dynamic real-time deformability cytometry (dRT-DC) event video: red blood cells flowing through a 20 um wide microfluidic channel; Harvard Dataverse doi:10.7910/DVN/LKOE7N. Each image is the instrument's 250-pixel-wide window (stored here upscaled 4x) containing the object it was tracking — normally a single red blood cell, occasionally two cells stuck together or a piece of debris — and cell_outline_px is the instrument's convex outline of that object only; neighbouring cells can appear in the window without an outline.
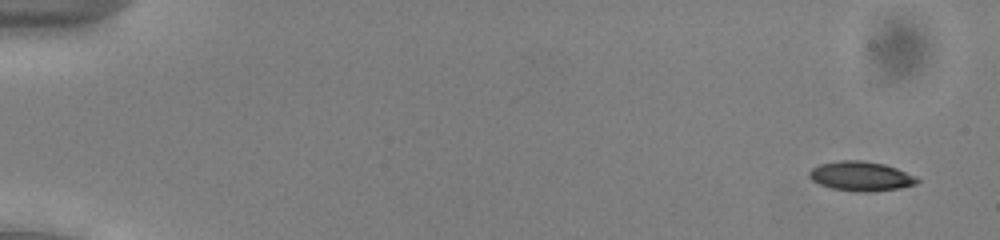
{"species": "common noctule bat (a hibernating species)", "species_latin": "Nyctalus noctula", "temperature_condition": "cold", "stored_images_in_passage": 51, "camera_frame_rate_fps": 3000, "um_per_image_px": 0.085, "animal": {"sex": "male", "body_mass_g": 13.0, "forearm_length_mm": 53.1}, "frame": {"image": 1, "passage_image": 3, "time_ms": 0.667, "image_size_px": [1000, 240], "cell_outline_px": [[920, 180], [916, 184], [900, 188], [868, 192], [864, 192], [832, 188], [820, 184], [812, 180], [808, 176], [808, 172], [812, 168], [820, 164], [840, 160], [860, 160], [884, 164], [896, 168], [916, 176]], "centroid_in_image_um": [73.18, 14.97], "position_along_channel_um": 11.8, "area_um2": 18.44}}
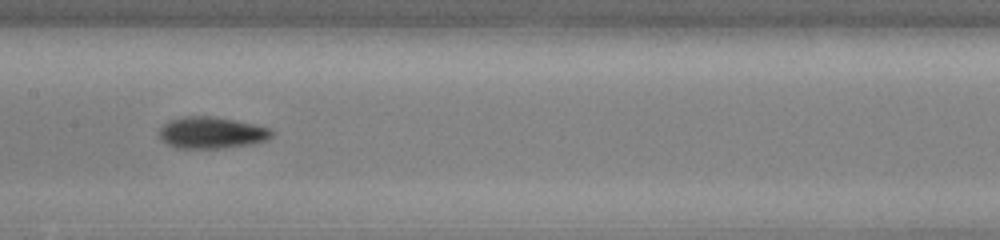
{"frame": {"image": 2, "passage_image": 28, "time_ms": 9.0, "image_size_px": [1000, 240], "cell_outline_px": [[272, 136], [268, 140], [252, 144], [224, 148], [176, 148], [160, 140], [160, 128], [168, 120], [184, 116], [212, 116], [236, 120], [256, 124], [268, 128], [272, 132]], "centroid_in_image_um": [17.98, 11.28], "position_along_channel_um": 189.4, "area_um2": 20.87}}
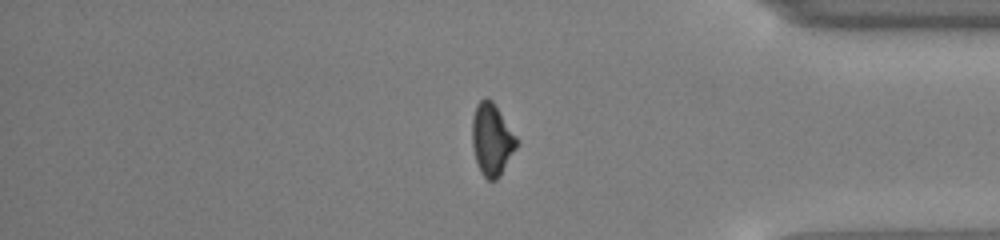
{"frame": {"image": 3, "passage_image": 45, "time_ms": 14.667, "image_size_px": [1000, 240], "cell_outline_px": [[520, 140], [516, 148], [500, 176], [496, 180], [488, 180], [480, 172], [476, 160], [472, 144], [472, 116], [476, 104], [484, 96], [488, 96], [492, 100]], "centroid_in_image_um": [41.81, 11.82], "position_along_channel_um": 393.4, "area_um2": 18.96}}